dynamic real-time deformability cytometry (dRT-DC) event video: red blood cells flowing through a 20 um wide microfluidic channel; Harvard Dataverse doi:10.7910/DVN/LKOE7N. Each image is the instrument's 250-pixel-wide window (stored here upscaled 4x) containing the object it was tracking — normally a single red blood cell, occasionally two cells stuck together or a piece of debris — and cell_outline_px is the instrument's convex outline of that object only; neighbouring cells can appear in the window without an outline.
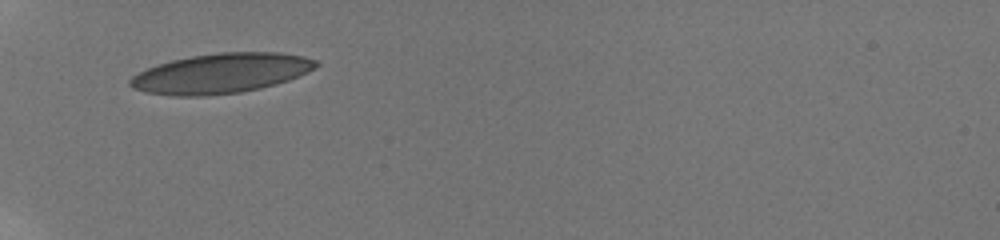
{"species": "human", "species_latin": "Homo sapiens", "temperature_condition": "room temperature", "stored_images_in_passage": 33, "camera_frame_rate_fps": 3000, "um_per_image_px": 0.085, "donor": {"sex": "male"}, "frame": {"image": 1, "passage_image": 1, "time_ms": 0.0, "image_size_px": [1000, 240], "cell_outline_px": [[320, 64], [308, 72], [288, 80], [276, 84], [260, 88], [240, 92], [204, 96], [176, 96], [148, 92], [132, 88], [128, 84], [128, 80], [132, 76], [148, 68], [172, 60], [192, 56], [220, 52], [280, 52], [304, 56], [316, 60]], "centroid_in_image_um": [18.81, 6.23], "position_along_channel_um": 66.2, "area_um2": 43.0}}
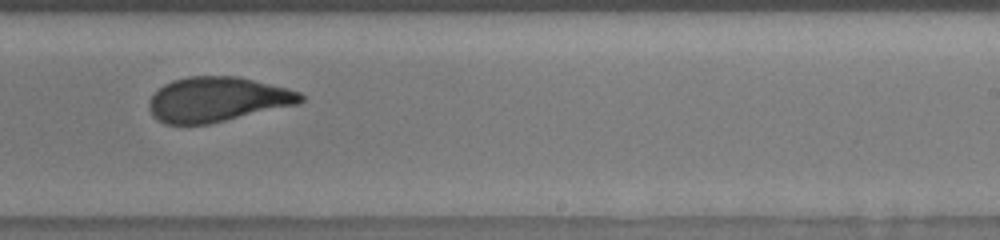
{"frame": {"image": 2, "passage_image": 18, "time_ms": 5.667, "image_size_px": [1000, 240], "cell_outline_px": [[304, 100], [300, 104], [208, 124], [164, 124], [152, 116], [148, 104], [152, 96], [164, 84], [172, 80], [188, 76], [240, 76], [288, 88], [300, 92], [304, 96]], "centroid_in_image_um": [18.5, 8.44], "position_along_channel_um": 270.5, "area_um2": 39.77}}
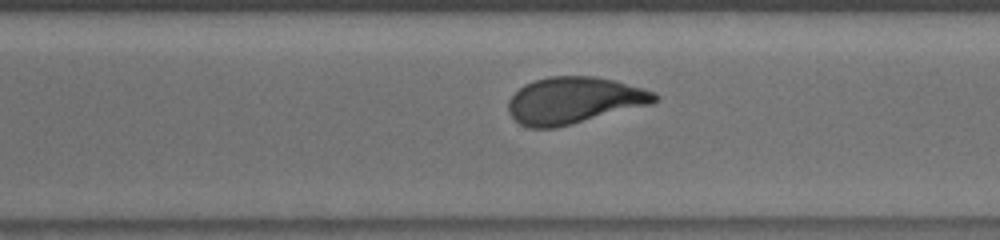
{"frame": {"image": 3, "passage_image": 22, "time_ms": 7.0, "image_size_px": [1000, 240], "cell_outline_px": [[660, 96], [656, 100], [648, 104], [572, 124], [556, 128], [528, 128], [520, 124], [508, 112], [508, 100], [524, 84], [548, 76], [592, 76], [616, 80], [652, 92]], "centroid_in_image_um": [48.73, 8.53], "position_along_channel_um": 321.9, "area_um2": 39.3}, "authors_computed_cell_mechanics": {"area_um2": 40.4022, "velocity_mm_per_s": 3.8545, "shape_relaxation_time_tau1_ms": 6.5569, "shape_relaxation_time_tau2_ms": 0.8692, "deformation_change_tau1": 0.191, "deformation_change_tau2": 0.0709}}